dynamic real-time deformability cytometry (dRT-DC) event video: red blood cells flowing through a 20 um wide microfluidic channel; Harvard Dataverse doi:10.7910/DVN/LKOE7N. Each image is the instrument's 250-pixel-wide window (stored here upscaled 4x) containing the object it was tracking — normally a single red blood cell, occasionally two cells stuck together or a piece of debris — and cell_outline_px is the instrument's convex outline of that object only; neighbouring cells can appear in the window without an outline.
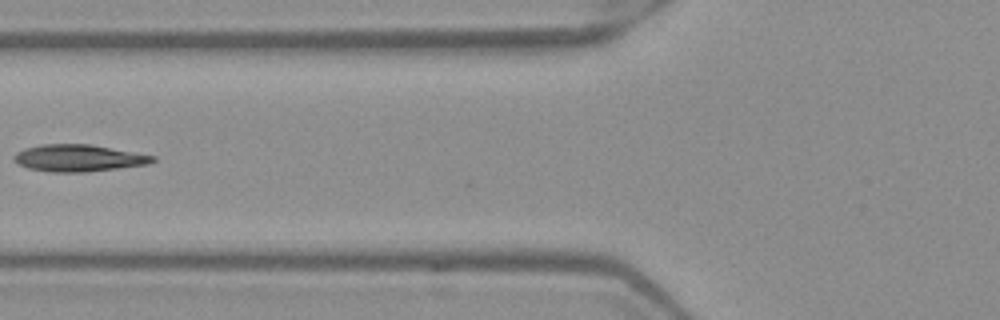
{"species": "Egyptian fruit bat (a non-hibernating species)", "species_latin": "Rousettus aegyptiacus", "temperature_condition": "warm", "stored_images_in_passage": 6, "camera_frame_rate_fps": 3000, "um_per_image_px": 0.085, "frame": {"image": 1, "passage_image": 6, "time_ms": 1.667, "image_size_px": [1000, 320], "cell_outline_px": [[156, 160], [148, 164], [84, 172], [48, 172], [28, 168], [12, 160], [12, 156], [16, 152], [24, 148], [40, 144], [92, 144], [156, 156]], "centroid_in_image_um": [6.64, 13.42], "position_along_channel_um": 119.2, "area_um2": 21.85}}